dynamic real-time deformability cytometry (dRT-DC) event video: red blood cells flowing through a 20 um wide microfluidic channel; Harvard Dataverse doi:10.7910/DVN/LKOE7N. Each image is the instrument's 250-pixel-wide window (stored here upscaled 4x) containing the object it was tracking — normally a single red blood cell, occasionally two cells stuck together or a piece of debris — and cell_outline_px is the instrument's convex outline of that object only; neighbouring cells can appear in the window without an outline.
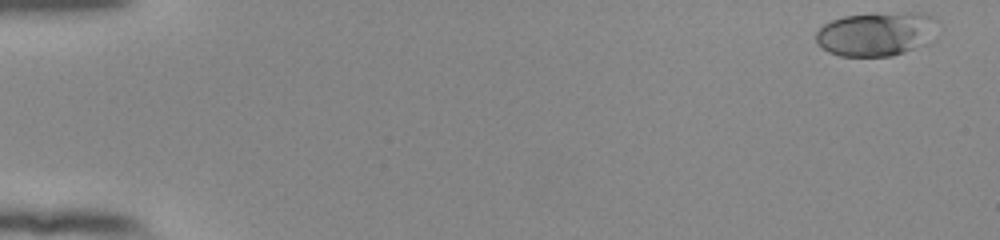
{"species": "human", "species_latin": "Homo sapiens", "temperature_condition": "room temperature", "stored_images_in_passage": 52, "camera_frame_rate_fps": 3000, "um_per_image_px": 0.085, "donor": {"sex": "female"}, "frame": {"image": 1, "passage_image": 1, "time_ms": 0.0, "image_size_px": [1000, 240], "cell_outline_px": [[936, 20], [928, 44], [892, 56], [840, 56], [828, 52], [816, 40], [816, 32], [824, 24], [832, 20], [844, 16], [908, 12], [924, 12], [936, 16]], "centroid_in_image_um": [74.5, 2.88], "position_along_channel_um": 10.5, "area_um2": 31.04}}
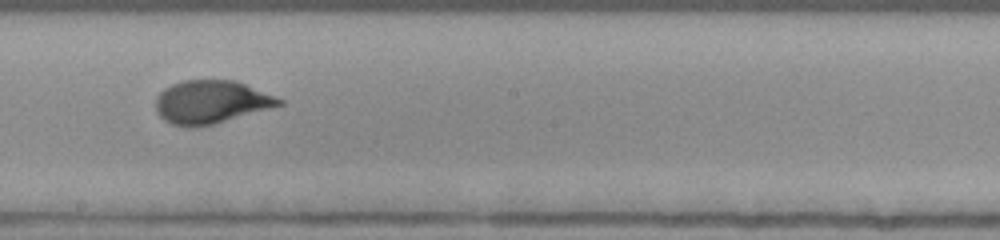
{"frame": {"image": 2, "passage_image": 30, "time_ms": 9.667, "image_size_px": [1000, 240], "cell_outline_px": [[284, 104], [216, 124], [192, 128], [188, 128], [172, 124], [164, 120], [156, 112], [156, 96], [164, 88], [172, 84], [184, 80], [236, 80], [276, 96], [284, 100]], "centroid_in_image_um": [17.94, 8.68], "position_along_channel_um": 230.3, "area_um2": 31.33}}
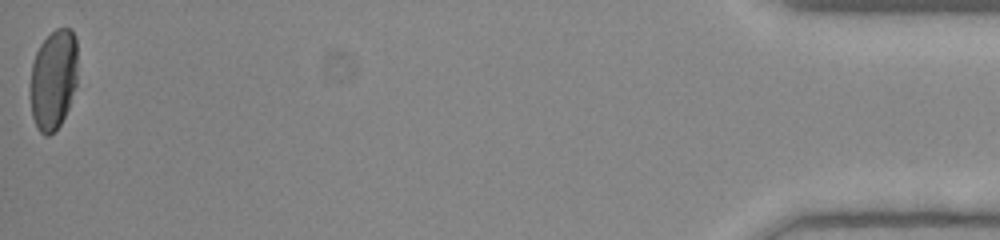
{"frame": {"image": 3, "passage_image": 52, "time_ms": 17.0, "image_size_px": [1000, 240], "cell_outline_px": [[76, 84], [68, 108], [60, 124], [48, 136], [44, 136], [36, 128], [32, 116], [32, 64], [36, 52], [40, 44], [56, 28], [72, 28], [76, 36]], "centroid_in_image_um": [4.55, 6.74], "position_along_channel_um": 430.6, "area_um2": 27.22}, "authors_computed_cell_mechanics": {"area_um2": 30.634, "velocity_mm_per_s": 3.9418, "shape_relaxation_time_tau1_ms": 4.7796, "shape_relaxation_time_tau2_ms": null, "deformation_change_tau1": 0.1896, "deformation_change_tau2": null}}